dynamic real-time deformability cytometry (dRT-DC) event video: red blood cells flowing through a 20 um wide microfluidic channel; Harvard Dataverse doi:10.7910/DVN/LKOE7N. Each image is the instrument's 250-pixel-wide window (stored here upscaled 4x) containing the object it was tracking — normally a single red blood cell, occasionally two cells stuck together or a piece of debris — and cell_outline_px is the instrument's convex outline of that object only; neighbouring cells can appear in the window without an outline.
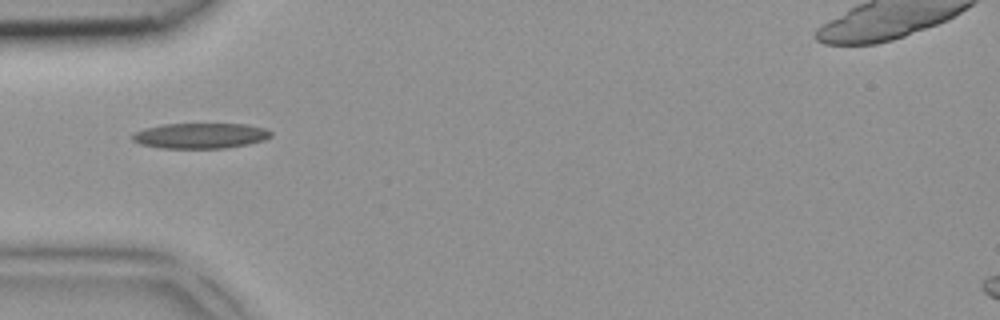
{"species": "common noctule bat (a hibernating species)", "species_latin": "Nyctalus noctula", "temperature_condition": "room temperature", "stored_images_in_passage": 1, "camera_frame_rate_fps": 3000, "um_per_image_px": 0.085, "animal": {"sex": "female", "body_mass_g": 18.4}, "frame": {"image": 1, "passage_image": 1, "time_ms": 0.0, "image_size_px": [1000, 320], "cell_outline_px": [[272, 136], [264, 140], [248, 144], [224, 148], [160, 148], [140, 144], [132, 140], [132, 132], [144, 128], [164, 124], [244, 124], [264, 128], [272, 132]], "centroid_in_image_um": [17.0, 11.53], "position_along_channel_um": 68.0, "area_um2": 20.58}}